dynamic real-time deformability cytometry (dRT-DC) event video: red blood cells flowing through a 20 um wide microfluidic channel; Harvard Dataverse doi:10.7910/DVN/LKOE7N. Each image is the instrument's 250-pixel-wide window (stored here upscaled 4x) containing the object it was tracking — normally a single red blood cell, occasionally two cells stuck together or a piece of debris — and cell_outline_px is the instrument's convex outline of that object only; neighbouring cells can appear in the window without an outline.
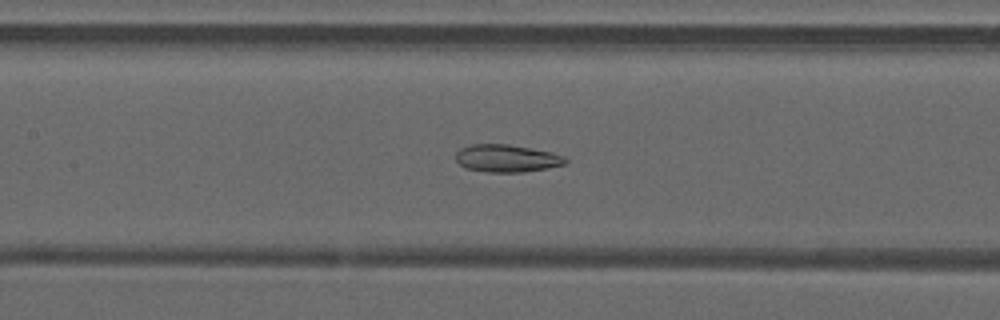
{"species": "common noctule bat (a hibernating species)", "species_latin": "Nyctalus noctula", "temperature_condition": "warm", "stored_images_in_passage": 49, "camera_frame_rate_fps": 3000, "um_per_image_px": 0.085, "animal": {"sex": "male", "forearm_length_mm": 52.5}, "frame": {"image": 1, "passage_image": 23, "time_ms": 7.333, "image_size_px": [1000, 320], "cell_outline_px": [[568, 160], [564, 164], [548, 168], [524, 172], [488, 172], [464, 168], [456, 160], [456, 152], [460, 148], [472, 144], [508, 144], [552, 152], [564, 156]], "centroid_in_image_um": [43.06, 13.46], "position_along_channel_um": 164.3, "area_um2": 17.63}}
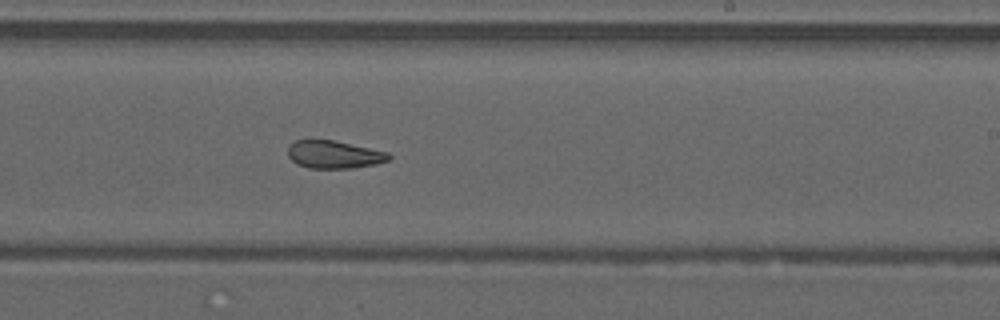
{"frame": {"image": 2, "passage_image": 30, "time_ms": 9.667, "image_size_px": [1000, 320], "cell_outline_px": [[392, 156], [388, 160], [376, 164], [352, 168], [308, 168], [296, 164], [288, 156], [288, 148], [296, 140], [332, 140], [388, 152]], "centroid_in_image_um": [28.39, 13.14], "position_along_channel_um": 260.6, "area_um2": 16.18}}
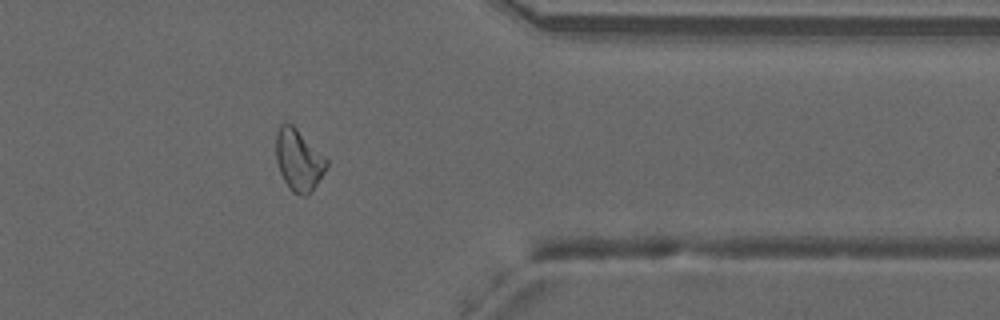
{"frame": {"image": 3, "passage_image": 40, "time_ms": 13.0, "image_size_px": [1000, 320], "cell_outline_px": [[328, 164], [324, 172], [308, 196], [300, 196], [292, 192], [288, 188], [280, 172], [276, 160], [276, 136], [280, 124], [292, 124], [328, 160]], "centroid_in_image_um": [25.37, 13.64], "position_along_channel_um": 386.0, "area_um2": 17.92}, "authors_computed_cell_mechanics": {"area_um2": 19.1318, "velocity_mm_per_s": 4.1399, "shape_relaxation_time_tau1_ms": null, "shape_relaxation_time_tau2_ms": 1.2599, "deformation_change_tau1": null, "deformation_change_tau2": 0.0794}}